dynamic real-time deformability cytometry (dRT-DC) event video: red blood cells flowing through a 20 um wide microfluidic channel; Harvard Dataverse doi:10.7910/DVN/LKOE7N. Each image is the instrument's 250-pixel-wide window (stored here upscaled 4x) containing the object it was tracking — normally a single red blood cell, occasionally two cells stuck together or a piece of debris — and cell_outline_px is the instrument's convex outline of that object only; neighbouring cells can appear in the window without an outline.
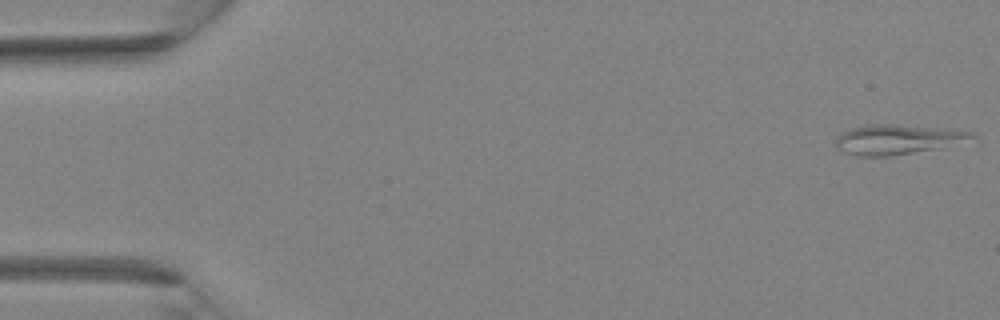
{"species": "Egyptian fruit bat (a non-hibernating species)", "species_latin": "Rousettus aegyptiacus", "temperature_condition": "room temperature", "stored_images_in_passage": 3, "camera_frame_rate_fps": 3000, "um_per_image_px": 0.085, "animal": {"sex": "female"}, "frame": {"image": 1, "passage_image": 1, "time_ms": 0.0, "image_size_px": [1000, 320], "cell_outline_px": [[980, 140], [940, 148], [892, 156], [856, 156], [840, 152], [836, 144], [836, 136], [852, 128], [872, 124], [892, 124], [972, 132]], "centroid_in_image_um": [76.33, 11.88], "position_along_channel_um": 8.7, "area_um2": 23.76}}